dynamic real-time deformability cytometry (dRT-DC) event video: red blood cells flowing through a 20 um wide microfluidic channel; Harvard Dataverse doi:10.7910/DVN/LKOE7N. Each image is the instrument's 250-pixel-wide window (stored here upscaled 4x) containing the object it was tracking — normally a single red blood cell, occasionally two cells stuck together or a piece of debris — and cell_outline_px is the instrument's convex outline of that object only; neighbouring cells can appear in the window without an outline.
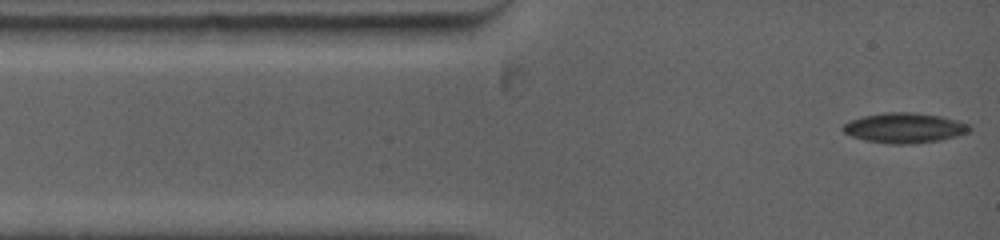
{"species": "common noctule bat (a hibernating species)", "species_latin": "Nyctalus noctula", "temperature_condition": "warm", "stored_images_in_passage": 20, "camera_frame_rate_fps": 5000, "um_per_image_px": 0.085, "animal": {"sex": "female", "body_mass_g": 19.0, "forearm_length_mm": 53.3}, "frame": {"image": 1, "passage_image": 1, "time_ms": 0.0, "image_size_px": [1000, 240], "cell_outline_px": [[972, 128], [968, 132], [956, 136], [940, 140], [908, 144], [888, 144], [864, 140], [852, 136], [844, 132], [840, 128], [844, 124], [852, 120], [864, 116], [884, 112], [912, 112], [940, 116], [960, 120], [968, 124]], "centroid_in_image_um": [76.89, 10.87], "position_along_channel_um": 8.1, "area_um2": 22.2}}
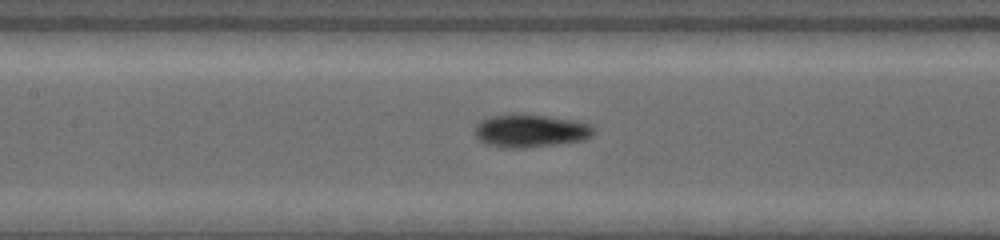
{"frame": {"image": 2, "passage_image": 12, "time_ms": 5.0, "image_size_px": [1000, 240], "cell_outline_px": [[596, 132], [592, 136], [584, 140], [556, 144], [524, 148], [500, 148], [488, 144], [480, 140], [476, 136], [472, 128], [480, 120], [492, 116], [512, 112], [576, 120], [588, 124], [596, 128]], "centroid_in_image_um": [45.07, 11.11], "position_along_channel_um": 162.3, "area_um2": 23.29}}
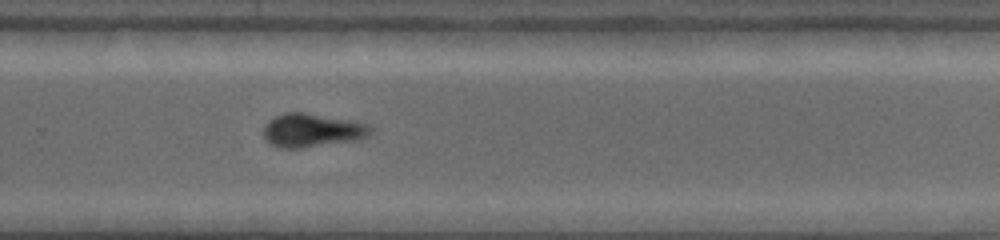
{"frame": {"image": 3, "passage_image": 20, "time_ms": 8.6, "image_size_px": [1000, 240], "cell_outline_px": [[372, 132], [368, 136], [356, 140], [300, 148], [280, 148], [272, 144], [264, 136], [264, 124], [268, 120], [284, 112], [304, 112], [348, 120], [368, 124], [372, 128]], "centroid_in_image_um": [26.51, 11.07], "position_along_channel_um": 303.3, "area_um2": 20.75}}